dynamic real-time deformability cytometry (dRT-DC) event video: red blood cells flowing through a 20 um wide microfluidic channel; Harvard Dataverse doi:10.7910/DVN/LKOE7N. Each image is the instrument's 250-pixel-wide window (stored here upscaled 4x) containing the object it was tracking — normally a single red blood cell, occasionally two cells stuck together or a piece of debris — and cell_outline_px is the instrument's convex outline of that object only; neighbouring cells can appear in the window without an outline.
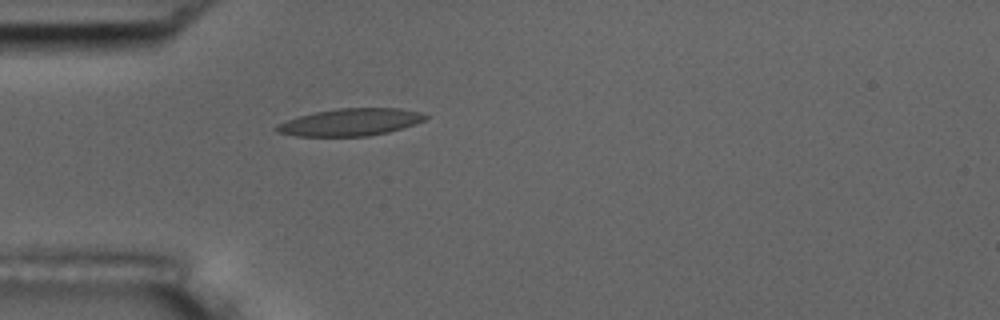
{"species": "common noctule bat (a hibernating species)", "species_latin": "Nyctalus noctula", "temperature_condition": "room temperature", "stored_images_in_passage": 36, "camera_frame_rate_fps": 3000, "um_per_image_px": 0.085, "animal": {"sex": "male", "body_mass_g": 17.5, "forearm_length_mm": 52.3}, "frame": {"image": 1, "passage_image": 1, "time_ms": 0.0, "image_size_px": [1000, 320], "cell_outline_px": [[428, 116], [424, 120], [388, 132], [368, 136], [296, 136], [276, 132], [276, 124], [300, 116], [316, 112], [336, 108], [400, 108], [420, 112]], "centroid_in_image_um": [29.76, 10.38], "position_along_channel_um": 55.2, "area_um2": 23.35}}
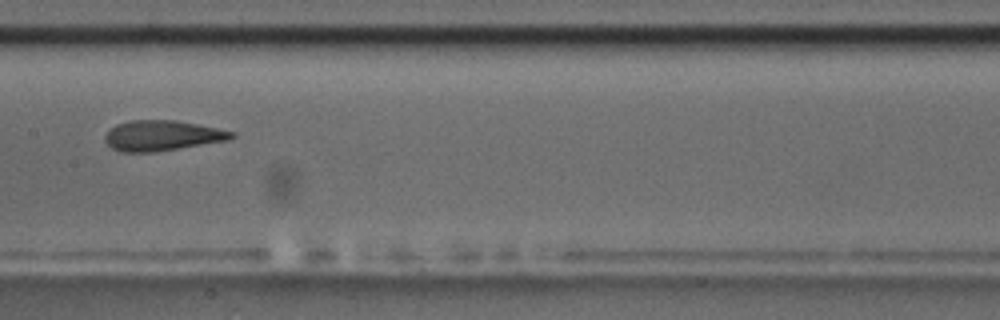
{"frame": {"image": 2, "passage_image": 13, "time_ms": 4.0, "image_size_px": [1000, 320], "cell_outline_px": [[236, 136], [228, 140], [152, 152], [120, 152], [112, 148], [104, 140], [104, 136], [116, 124], [128, 120], [176, 120], [236, 132]], "centroid_in_image_um": [13.76, 11.52], "position_along_channel_um": 193.6, "area_um2": 22.2}}
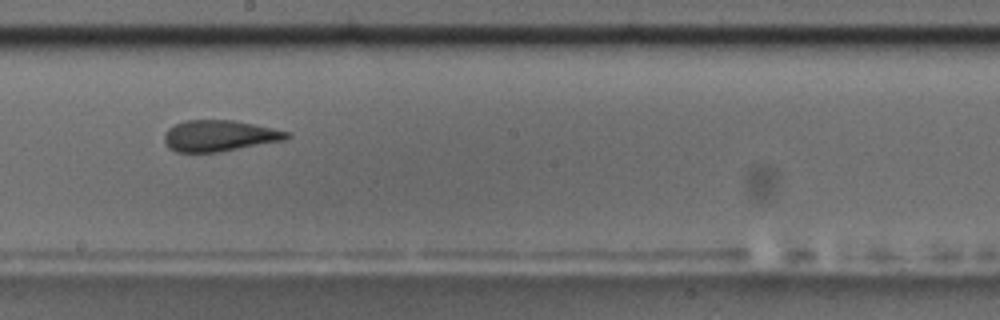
{"frame": {"image": 3, "passage_image": 16, "time_ms": 5.0, "image_size_px": [1000, 320], "cell_outline_px": [[292, 136], [284, 140], [220, 152], [176, 152], [168, 148], [164, 140], [164, 136], [168, 128], [184, 120], [232, 120], [292, 132]], "centroid_in_image_um": [18.65, 11.54], "position_along_channel_um": 229.6, "area_um2": 22.25}, "authors_computed_cell_mechanics": {"area_um2": 22.2819, "velocity_mm_per_s": 3.6161, "shape_relaxation_time_tau1_ms": 7.2551, "shape_relaxation_time_tau2_ms": 2.0153, "deformation_change_tau1": 0.2226, "deformation_change_tau2": 0.1182}}